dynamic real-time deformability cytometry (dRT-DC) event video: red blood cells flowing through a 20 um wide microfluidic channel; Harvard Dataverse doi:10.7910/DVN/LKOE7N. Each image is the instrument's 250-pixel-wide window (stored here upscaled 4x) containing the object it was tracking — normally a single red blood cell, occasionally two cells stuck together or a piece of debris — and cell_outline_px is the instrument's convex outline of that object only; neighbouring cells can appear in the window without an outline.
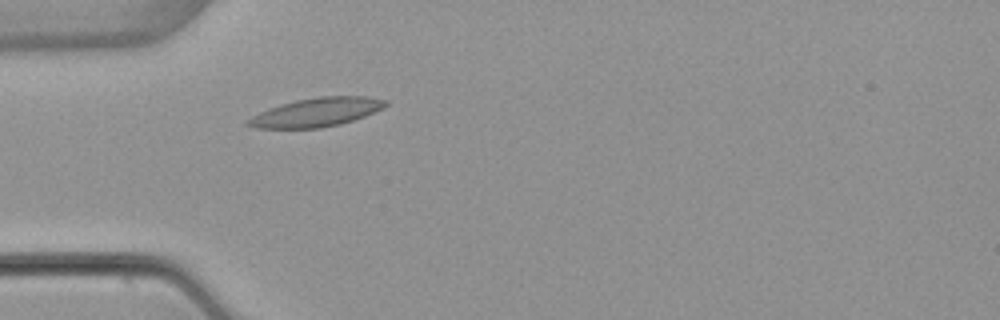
{"species": "common noctule bat (a hibernating species)", "species_latin": "Nyctalus noctula", "temperature_condition": "warm", "stored_images_in_passage": 4, "camera_frame_rate_fps": 3000, "um_per_image_px": 0.085, "animal": {"sex": "female", "body_mass_g": 22.7, "forearm_length_mm": 54.2}, "frame": {"image": 1, "passage_image": 4, "time_ms": 3.667, "image_size_px": [1000, 320], "cell_outline_px": [[388, 104], [384, 108], [364, 116], [340, 124], [320, 128], [256, 128], [244, 124], [252, 116], [268, 108], [280, 104], [296, 100], [320, 96], [368, 96], [388, 100]], "centroid_in_image_um": [26.92, 9.53], "position_along_channel_um": 58.1, "area_um2": 23.06}}